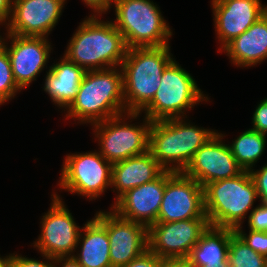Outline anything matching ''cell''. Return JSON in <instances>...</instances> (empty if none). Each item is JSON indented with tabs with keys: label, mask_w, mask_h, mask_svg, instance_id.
<instances>
[{
	"label": "cell",
	"mask_w": 267,
	"mask_h": 267,
	"mask_svg": "<svg viewBox=\"0 0 267 267\" xmlns=\"http://www.w3.org/2000/svg\"><path fill=\"white\" fill-rule=\"evenodd\" d=\"M67 45L63 55L85 71L120 67L128 49L112 20L92 14L80 22Z\"/></svg>",
	"instance_id": "1"
},
{
	"label": "cell",
	"mask_w": 267,
	"mask_h": 267,
	"mask_svg": "<svg viewBox=\"0 0 267 267\" xmlns=\"http://www.w3.org/2000/svg\"><path fill=\"white\" fill-rule=\"evenodd\" d=\"M66 110V119L91 125L125 113L121 67L86 71L76 98Z\"/></svg>",
	"instance_id": "2"
},
{
	"label": "cell",
	"mask_w": 267,
	"mask_h": 267,
	"mask_svg": "<svg viewBox=\"0 0 267 267\" xmlns=\"http://www.w3.org/2000/svg\"><path fill=\"white\" fill-rule=\"evenodd\" d=\"M172 56L170 45L127 49L120 66L126 112H141L152 101Z\"/></svg>",
	"instance_id": "3"
},
{
	"label": "cell",
	"mask_w": 267,
	"mask_h": 267,
	"mask_svg": "<svg viewBox=\"0 0 267 267\" xmlns=\"http://www.w3.org/2000/svg\"><path fill=\"white\" fill-rule=\"evenodd\" d=\"M186 121L183 117L152 121L149 151L165 170L183 172L197 150L217 133Z\"/></svg>",
	"instance_id": "4"
},
{
	"label": "cell",
	"mask_w": 267,
	"mask_h": 267,
	"mask_svg": "<svg viewBox=\"0 0 267 267\" xmlns=\"http://www.w3.org/2000/svg\"><path fill=\"white\" fill-rule=\"evenodd\" d=\"M257 198L248 170L233 178L209 182L204 186V209L210 226L235 229L242 225Z\"/></svg>",
	"instance_id": "5"
},
{
	"label": "cell",
	"mask_w": 267,
	"mask_h": 267,
	"mask_svg": "<svg viewBox=\"0 0 267 267\" xmlns=\"http://www.w3.org/2000/svg\"><path fill=\"white\" fill-rule=\"evenodd\" d=\"M116 19L127 48L169 45L173 35L160 8L150 0H114Z\"/></svg>",
	"instance_id": "6"
},
{
	"label": "cell",
	"mask_w": 267,
	"mask_h": 267,
	"mask_svg": "<svg viewBox=\"0 0 267 267\" xmlns=\"http://www.w3.org/2000/svg\"><path fill=\"white\" fill-rule=\"evenodd\" d=\"M161 84L152 101L141 111L150 121H158L185 116L208 95L198 87L188 71L176 62L175 58L166 66L160 79Z\"/></svg>",
	"instance_id": "7"
},
{
	"label": "cell",
	"mask_w": 267,
	"mask_h": 267,
	"mask_svg": "<svg viewBox=\"0 0 267 267\" xmlns=\"http://www.w3.org/2000/svg\"><path fill=\"white\" fill-rule=\"evenodd\" d=\"M141 112H125L92 124L94 135L99 140L98 152L110 163L141 155L149 150V131L152 121L145 115L143 124L125 122L137 119ZM124 119V120H123Z\"/></svg>",
	"instance_id": "8"
},
{
	"label": "cell",
	"mask_w": 267,
	"mask_h": 267,
	"mask_svg": "<svg viewBox=\"0 0 267 267\" xmlns=\"http://www.w3.org/2000/svg\"><path fill=\"white\" fill-rule=\"evenodd\" d=\"M63 161L58 183L61 191L95 200L111 187L113 164L96 150L67 154Z\"/></svg>",
	"instance_id": "9"
},
{
	"label": "cell",
	"mask_w": 267,
	"mask_h": 267,
	"mask_svg": "<svg viewBox=\"0 0 267 267\" xmlns=\"http://www.w3.org/2000/svg\"><path fill=\"white\" fill-rule=\"evenodd\" d=\"M50 209L42 216L41 233L34 241V248L48 257L73 256L77 249L80 226L66 208L62 198L53 193Z\"/></svg>",
	"instance_id": "10"
},
{
	"label": "cell",
	"mask_w": 267,
	"mask_h": 267,
	"mask_svg": "<svg viewBox=\"0 0 267 267\" xmlns=\"http://www.w3.org/2000/svg\"><path fill=\"white\" fill-rule=\"evenodd\" d=\"M209 227L208 217L155 222L148 228V249L159 258L187 259Z\"/></svg>",
	"instance_id": "11"
},
{
	"label": "cell",
	"mask_w": 267,
	"mask_h": 267,
	"mask_svg": "<svg viewBox=\"0 0 267 267\" xmlns=\"http://www.w3.org/2000/svg\"><path fill=\"white\" fill-rule=\"evenodd\" d=\"M207 217L204 187L183 172L165 170V191L157 222H175Z\"/></svg>",
	"instance_id": "12"
},
{
	"label": "cell",
	"mask_w": 267,
	"mask_h": 267,
	"mask_svg": "<svg viewBox=\"0 0 267 267\" xmlns=\"http://www.w3.org/2000/svg\"><path fill=\"white\" fill-rule=\"evenodd\" d=\"M8 39L11 44L10 47L6 42ZM0 44L8 53L13 78L21 90L30 86L32 81L37 79L36 77L47 66L53 49L48 38L8 33L6 38L1 36Z\"/></svg>",
	"instance_id": "13"
},
{
	"label": "cell",
	"mask_w": 267,
	"mask_h": 267,
	"mask_svg": "<svg viewBox=\"0 0 267 267\" xmlns=\"http://www.w3.org/2000/svg\"><path fill=\"white\" fill-rule=\"evenodd\" d=\"M218 132L195 153L183 173L204 187L209 182L238 176L244 170L235 160L230 147Z\"/></svg>",
	"instance_id": "14"
},
{
	"label": "cell",
	"mask_w": 267,
	"mask_h": 267,
	"mask_svg": "<svg viewBox=\"0 0 267 267\" xmlns=\"http://www.w3.org/2000/svg\"><path fill=\"white\" fill-rule=\"evenodd\" d=\"M66 0H12L8 34L48 38L62 15Z\"/></svg>",
	"instance_id": "15"
},
{
	"label": "cell",
	"mask_w": 267,
	"mask_h": 267,
	"mask_svg": "<svg viewBox=\"0 0 267 267\" xmlns=\"http://www.w3.org/2000/svg\"><path fill=\"white\" fill-rule=\"evenodd\" d=\"M260 0H212L215 32L222 50L267 12Z\"/></svg>",
	"instance_id": "16"
},
{
	"label": "cell",
	"mask_w": 267,
	"mask_h": 267,
	"mask_svg": "<svg viewBox=\"0 0 267 267\" xmlns=\"http://www.w3.org/2000/svg\"><path fill=\"white\" fill-rule=\"evenodd\" d=\"M106 230L110 242L111 267L129 264L148 250V228L106 211Z\"/></svg>",
	"instance_id": "17"
},
{
	"label": "cell",
	"mask_w": 267,
	"mask_h": 267,
	"mask_svg": "<svg viewBox=\"0 0 267 267\" xmlns=\"http://www.w3.org/2000/svg\"><path fill=\"white\" fill-rule=\"evenodd\" d=\"M165 191V171L155 180L128 190L111 206L120 217L149 228L157 222Z\"/></svg>",
	"instance_id": "18"
},
{
	"label": "cell",
	"mask_w": 267,
	"mask_h": 267,
	"mask_svg": "<svg viewBox=\"0 0 267 267\" xmlns=\"http://www.w3.org/2000/svg\"><path fill=\"white\" fill-rule=\"evenodd\" d=\"M77 247L80 253L72 257L81 267H111L110 242L106 230V211H98L81 228Z\"/></svg>",
	"instance_id": "19"
},
{
	"label": "cell",
	"mask_w": 267,
	"mask_h": 267,
	"mask_svg": "<svg viewBox=\"0 0 267 267\" xmlns=\"http://www.w3.org/2000/svg\"><path fill=\"white\" fill-rule=\"evenodd\" d=\"M164 171L165 169L149 150L141 155L113 163L111 187L113 192L115 189L117 192L115 200L128 190L155 180Z\"/></svg>",
	"instance_id": "20"
},
{
	"label": "cell",
	"mask_w": 267,
	"mask_h": 267,
	"mask_svg": "<svg viewBox=\"0 0 267 267\" xmlns=\"http://www.w3.org/2000/svg\"><path fill=\"white\" fill-rule=\"evenodd\" d=\"M231 63L252 67L267 59V12L222 49Z\"/></svg>",
	"instance_id": "21"
},
{
	"label": "cell",
	"mask_w": 267,
	"mask_h": 267,
	"mask_svg": "<svg viewBox=\"0 0 267 267\" xmlns=\"http://www.w3.org/2000/svg\"><path fill=\"white\" fill-rule=\"evenodd\" d=\"M46 72L44 91L55 106L67 109L76 98L79 85L86 73L80 66L68 60L64 55Z\"/></svg>",
	"instance_id": "22"
},
{
	"label": "cell",
	"mask_w": 267,
	"mask_h": 267,
	"mask_svg": "<svg viewBox=\"0 0 267 267\" xmlns=\"http://www.w3.org/2000/svg\"><path fill=\"white\" fill-rule=\"evenodd\" d=\"M234 233V229L210 226L186 259L188 266L220 267L227 261L230 237Z\"/></svg>",
	"instance_id": "23"
},
{
	"label": "cell",
	"mask_w": 267,
	"mask_h": 267,
	"mask_svg": "<svg viewBox=\"0 0 267 267\" xmlns=\"http://www.w3.org/2000/svg\"><path fill=\"white\" fill-rule=\"evenodd\" d=\"M266 136L249 128L228 144L235 160L243 170L249 171L261 158L266 147Z\"/></svg>",
	"instance_id": "24"
},
{
	"label": "cell",
	"mask_w": 267,
	"mask_h": 267,
	"mask_svg": "<svg viewBox=\"0 0 267 267\" xmlns=\"http://www.w3.org/2000/svg\"><path fill=\"white\" fill-rule=\"evenodd\" d=\"M227 262L230 267H267V257L254 252L236 233L230 237Z\"/></svg>",
	"instance_id": "25"
},
{
	"label": "cell",
	"mask_w": 267,
	"mask_h": 267,
	"mask_svg": "<svg viewBox=\"0 0 267 267\" xmlns=\"http://www.w3.org/2000/svg\"><path fill=\"white\" fill-rule=\"evenodd\" d=\"M21 92L13 74L10 59L6 49L0 44V105L14 99L16 93Z\"/></svg>",
	"instance_id": "26"
},
{
	"label": "cell",
	"mask_w": 267,
	"mask_h": 267,
	"mask_svg": "<svg viewBox=\"0 0 267 267\" xmlns=\"http://www.w3.org/2000/svg\"><path fill=\"white\" fill-rule=\"evenodd\" d=\"M234 232L254 252L267 257V232L249 230V235L242 230V225L237 226Z\"/></svg>",
	"instance_id": "27"
},
{
	"label": "cell",
	"mask_w": 267,
	"mask_h": 267,
	"mask_svg": "<svg viewBox=\"0 0 267 267\" xmlns=\"http://www.w3.org/2000/svg\"><path fill=\"white\" fill-rule=\"evenodd\" d=\"M250 230L267 232V203H261L248 216Z\"/></svg>",
	"instance_id": "28"
},
{
	"label": "cell",
	"mask_w": 267,
	"mask_h": 267,
	"mask_svg": "<svg viewBox=\"0 0 267 267\" xmlns=\"http://www.w3.org/2000/svg\"><path fill=\"white\" fill-rule=\"evenodd\" d=\"M250 169L249 173L255 184L258 199L261 203H267V163L260 170Z\"/></svg>",
	"instance_id": "29"
},
{
	"label": "cell",
	"mask_w": 267,
	"mask_h": 267,
	"mask_svg": "<svg viewBox=\"0 0 267 267\" xmlns=\"http://www.w3.org/2000/svg\"><path fill=\"white\" fill-rule=\"evenodd\" d=\"M41 256L45 257L43 259H46V261L36 260L13 253L10 256V264L11 267H53V258L43 254Z\"/></svg>",
	"instance_id": "30"
},
{
	"label": "cell",
	"mask_w": 267,
	"mask_h": 267,
	"mask_svg": "<svg viewBox=\"0 0 267 267\" xmlns=\"http://www.w3.org/2000/svg\"><path fill=\"white\" fill-rule=\"evenodd\" d=\"M252 129L267 135V98L256 107L252 117Z\"/></svg>",
	"instance_id": "31"
},
{
	"label": "cell",
	"mask_w": 267,
	"mask_h": 267,
	"mask_svg": "<svg viewBox=\"0 0 267 267\" xmlns=\"http://www.w3.org/2000/svg\"><path fill=\"white\" fill-rule=\"evenodd\" d=\"M122 267H158V257L149 249Z\"/></svg>",
	"instance_id": "32"
},
{
	"label": "cell",
	"mask_w": 267,
	"mask_h": 267,
	"mask_svg": "<svg viewBox=\"0 0 267 267\" xmlns=\"http://www.w3.org/2000/svg\"><path fill=\"white\" fill-rule=\"evenodd\" d=\"M87 7L92 9L94 13H92L94 16L102 15V13L106 14L109 9H111L112 4L114 3V0H82ZM111 6V7H110Z\"/></svg>",
	"instance_id": "33"
},
{
	"label": "cell",
	"mask_w": 267,
	"mask_h": 267,
	"mask_svg": "<svg viewBox=\"0 0 267 267\" xmlns=\"http://www.w3.org/2000/svg\"><path fill=\"white\" fill-rule=\"evenodd\" d=\"M11 14H12V0H0V25L3 24L7 26L11 18Z\"/></svg>",
	"instance_id": "34"
},
{
	"label": "cell",
	"mask_w": 267,
	"mask_h": 267,
	"mask_svg": "<svg viewBox=\"0 0 267 267\" xmlns=\"http://www.w3.org/2000/svg\"><path fill=\"white\" fill-rule=\"evenodd\" d=\"M158 267H189V266L186 259L158 257Z\"/></svg>",
	"instance_id": "35"
},
{
	"label": "cell",
	"mask_w": 267,
	"mask_h": 267,
	"mask_svg": "<svg viewBox=\"0 0 267 267\" xmlns=\"http://www.w3.org/2000/svg\"><path fill=\"white\" fill-rule=\"evenodd\" d=\"M57 266L58 267H60V266L61 267H81L79 265V263L72 256H67V257H54L53 258V267H57Z\"/></svg>",
	"instance_id": "36"
},
{
	"label": "cell",
	"mask_w": 267,
	"mask_h": 267,
	"mask_svg": "<svg viewBox=\"0 0 267 267\" xmlns=\"http://www.w3.org/2000/svg\"><path fill=\"white\" fill-rule=\"evenodd\" d=\"M10 256H11V254H9L5 257L0 256V267H11Z\"/></svg>",
	"instance_id": "37"
},
{
	"label": "cell",
	"mask_w": 267,
	"mask_h": 267,
	"mask_svg": "<svg viewBox=\"0 0 267 267\" xmlns=\"http://www.w3.org/2000/svg\"><path fill=\"white\" fill-rule=\"evenodd\" d=\"M220 267H230V266H229V263L225 261Z\"/></svg>",
	"instance_id": "38"
}]
</instances>
